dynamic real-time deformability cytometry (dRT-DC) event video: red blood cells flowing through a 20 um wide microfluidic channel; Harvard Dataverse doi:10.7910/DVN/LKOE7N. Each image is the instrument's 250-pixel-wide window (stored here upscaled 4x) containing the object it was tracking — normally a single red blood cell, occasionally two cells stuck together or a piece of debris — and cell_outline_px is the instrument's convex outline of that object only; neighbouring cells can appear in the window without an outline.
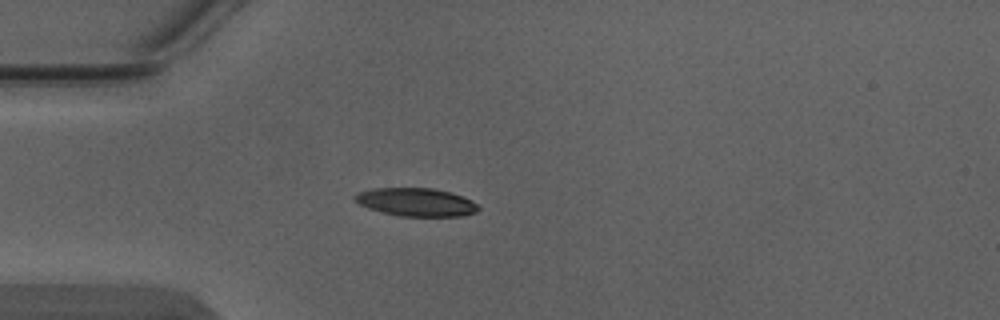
{"species": "Egyptian fruit bat (a non-hibernating species)", "species_latin": "Rousettus aegyptiacus", "temperature_condition": "warm", "stored_images_in_passage": 4, "camera_frame_rate_fps": 3000, "um_per_image_px": 0.085, "animal": {"sex": "male"}, "frame": {"image": 1, "passage_image": 3, "time_ms": 0.667, "image_size_px": [1000, 320], "cell_outline_px": [[480, 208], [476, 212], [460, 216], [400, 216], [368, 208], [360, 204], [352, 196], [356, 192], [372, 188], [432, 188], [452, 192], [472, 200]], "centroid_in_image_um": [35.36, 17.17], "position_along_channel_um": 49.6, "area_um2": 20.29}}